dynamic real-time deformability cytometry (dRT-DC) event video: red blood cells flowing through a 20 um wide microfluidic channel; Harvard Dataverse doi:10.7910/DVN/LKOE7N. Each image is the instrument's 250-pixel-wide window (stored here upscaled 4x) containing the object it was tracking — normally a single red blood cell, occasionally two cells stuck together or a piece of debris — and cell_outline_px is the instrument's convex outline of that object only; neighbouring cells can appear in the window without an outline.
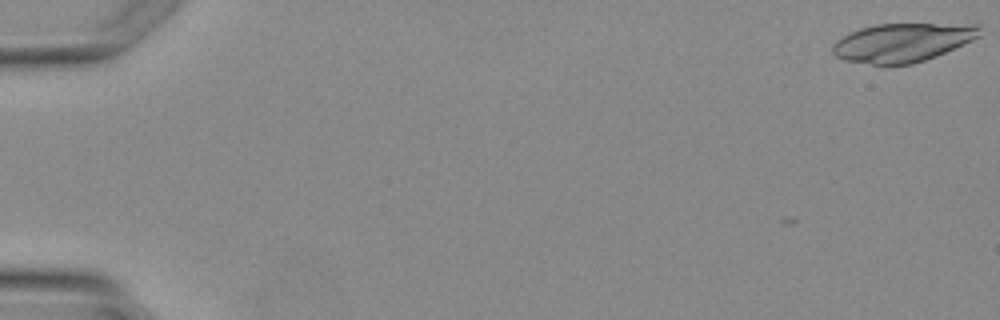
{"species": "Egyptian fruit bat (a non-hibernating species)", "species_latin": "Rousettus aegyptiacus", "temperature_condition": "warm", "stored_images_in_passage": 5, "camera_frame_rate_fps": 3000, "um_per_image_px": 0.085, "animal": {"sex": "female"}, "frame": {"image": 1, "passage_image": 1, "time_ms": 0.0, "image_size_px": [1000, 320], "cell_outline_px": [[980, 36], [972, 40], [936, 56], [912, 64], [888, 68], [844, 60], [836, 56], [832, 52], [832, 44], [836, 40], [860, 28], [876, 24], [980, 24]], "centroid_in_image_um": [76.68, 3.65], "position_along_channel_um": 8.3, "area_um2": 33.64}}